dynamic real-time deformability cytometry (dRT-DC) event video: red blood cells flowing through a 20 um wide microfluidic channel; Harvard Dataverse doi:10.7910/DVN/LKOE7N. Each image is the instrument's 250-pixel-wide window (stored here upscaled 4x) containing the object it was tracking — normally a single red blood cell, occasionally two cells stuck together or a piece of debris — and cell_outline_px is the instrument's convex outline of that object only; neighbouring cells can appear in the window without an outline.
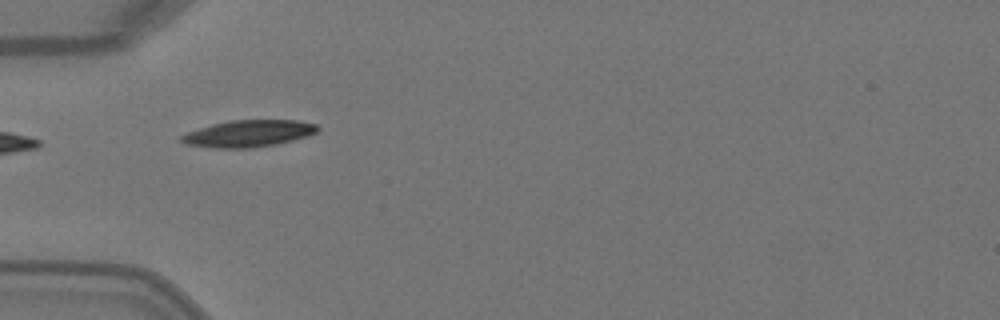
{"species": "Egyptian fruit bat (a non-hibernating species)", "species_latin": "Rousettus aegyptiacus", "temperature_condition": "warm", "stored_images_in_passage": 7, "camera_frame_rate_fps": 3000, "um_per_image_px": 0.085, "animal": {"sex": "female"}, "frame": {"image": 1, "passage_image": 5, "time_ms": 1.333, "image_size_px": [1000, 320], "cell_outline_px": [[320, 128], [316, 132], [308, 136], [276, 144], [252, 148], [212, 148], [188, 144], [180, 140], [180, 136], [188, 132], [212, 124], [232, 120], [296, 120], [316, 124]], "centroid_in_image_um": [21.14, 11.35], "position_along_channel_um": 63.9, "area_um2": 21.15}}
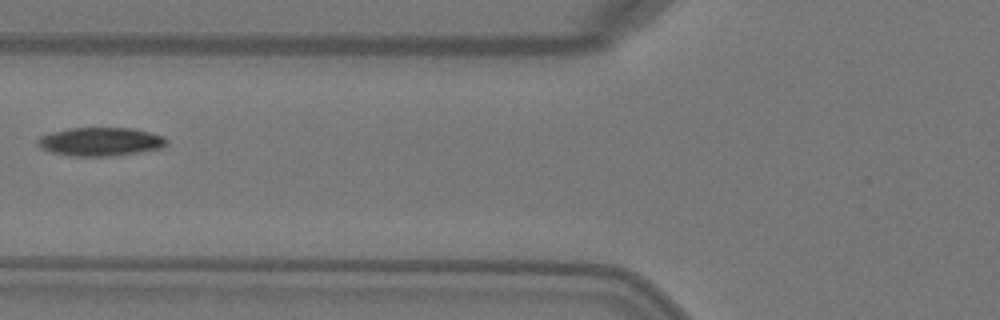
{"frame": {"image": 2, "passage_image": 6, "time_ms": 1.667, "image_size_px": [1000, 320], "cell_outline_px": [[168, 144], [164, 148], [140, 152], [112, 156], [72, 156], [52, 152], [40, 148], [36, 144], [36, 140], [40, 136], [52, 132], [68, 128], [132, 128], [164, 136], [168, 140]], "centroid_in_image_um": [8.55, 12.04], "position_along_channel_um": 117.3, "area_um2": 21.62}}